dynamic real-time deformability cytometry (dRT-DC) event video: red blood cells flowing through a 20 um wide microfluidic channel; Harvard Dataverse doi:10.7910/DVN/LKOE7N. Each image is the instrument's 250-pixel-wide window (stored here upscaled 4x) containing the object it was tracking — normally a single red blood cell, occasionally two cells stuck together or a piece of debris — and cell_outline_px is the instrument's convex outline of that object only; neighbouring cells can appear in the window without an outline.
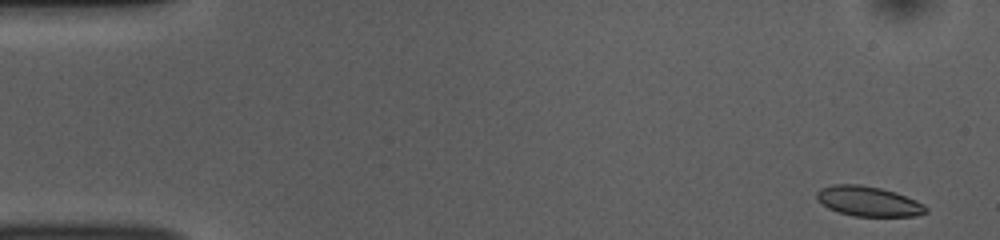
{"species": "common noctule bat (a hibernating species)", "species_latin": "Nyctalus noctula", "temperature_condition": "room temperature", "stored_images_in_passage": 52, "camera_frame_rate_fps": 3000, "um_per_image_px": 0.085, "animal": {"sex": "female", "body_mass_g": 10.0, "forearm_length_mm": 53.1}, "frame": {"image": 1, "passage_image": 1, "time_ms": 0.0, "image_size_px": [1000, 240], "cell_outline_px": [[928, 212], [916, 216], [852, 216], [828, 208], [816, 200], [816, 192], [820, 188], [832, 184], [860, 184], [880, 188], [896, 192], [916, 200], [924, 204], [928, 208]], "centroid_in_image_um": [73.81, 17.1], "position_along_channel_um": 11.2, "area_um2": 19.25}}
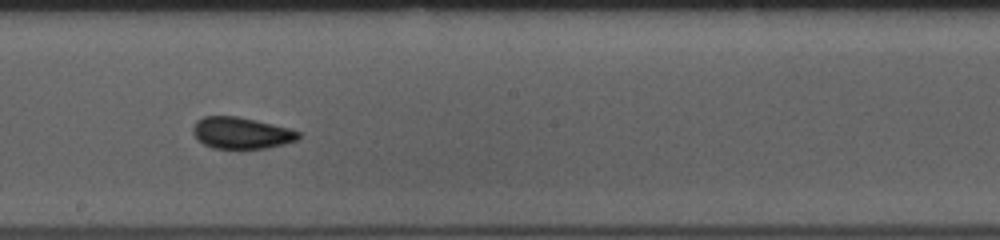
{"frame": {"image": 2, "passage_image": 28, "time_ms": 9.0, "image_size_px": [1000, 240], "cell_outline_px": [[300, 136], [296, 140], [284, 144], [268, 148], [212, 148], [204, 144], [192, 132], [192, 128], [196, 120], [204, 116], [236, 116], [256, 120], [288, 128], [300, 132]], "centroid_in_image_um": [20.5, 11.3], "position_along_channel_um": 227.7, "area_um2": 19.25}}
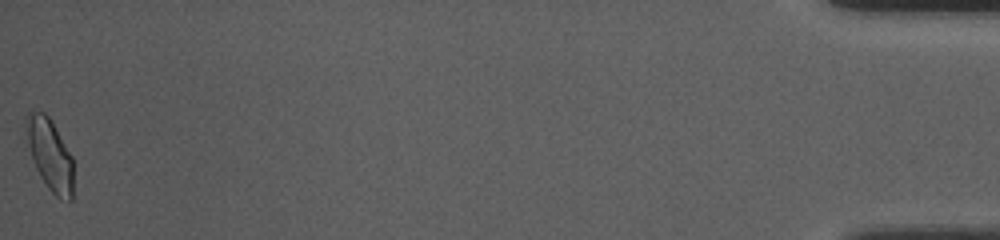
{"frame": {"image": 3, "passage_image": 52, "time_ms": 17.0, "image_size_px": [1000, 240], "cell_outline_px": [[72, 200], [60, 200], [48, 188], [40, 176], [36, 168], [28, 144], [24, 120], [24, 116], [28, 112], [44, 112], [48, 116], [72, 156]], "centroid_in_image_um": [4.23, 13.14], "position_along_channel_um": 431.0, "area_um2": 19.36}, "authors_computed_cell_mechanics": {"area_um2": 19.2474, "velocity_mm_per_s": 3.7341, "shape_relaxation_time_tau1_ms": 3.012, "shape_relaxation_time_tau2_ms": 1.7479, "deformation_change_tau1": 0.0784, "deformation_change_tau2": 0.0611}}